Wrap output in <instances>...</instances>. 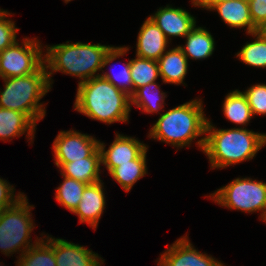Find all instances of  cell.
Wrapping results in <instances>:
<instances>
[{
    "mask_svg": "<svg viewBox=\"0 0 266 266\" xmlns=\"http://www.w3.org/2000/svg\"><path fill=\"white\" fill-rule=\"evenodd\" d=\"M99 141L77 130H61L52 145L54 163H69L91 157L99 149Z\"/></svg>",
    "mask_w": 266,
    "mask_h": 266,
    "instance_id": "obj_9",
    "label": "cell"
},
{
    "mask_svg": "<svg viewBox=\"0 0 266 266\" xmlns=\"http://www.w3.org/2000/svg\"><path fill=\"white\" fill-rule=\"evenodd\" d=\"M44 51V63L48 71V78L52 88L54 72L78 77L79 82L90 80L100 76L102 71L119 57L124 56L128 51L127 46L102 45L100 43H66L46 45Z\"/></svg>",
    "mask_w": 266,
    "mask_h": 266,
    "instance_id": "obj_1",
    "label": "cell"
},
{
    "mask_svg": "<svg viewBox=\"0 0 266 266\" xmlns=\"http://www.w3.org/2000/svg\"><path fill=\"white\" fill-rule=\"evenodd\" d=\"M253 25L258 29L266 22V0H248Z\"/></svg>",
    "mask_w": 266,
    "mask_h": 266,
    "instance_id": "obj_32",
    "label": "cell"
},
{
    "mask_svg": "<svg viewBox=\"0 0 266 266\" xmlns=\"http://www.w3.org/2000/svg\"><path fill=\"white\" fill-rule=\"evenodd\" d=\"M2 80L4 89L0 88V108L27 114L36 124L43 120L46 106L40 100L51 91L45 63L32 74Z\"/></svg>",
    "mask_w": 266,
    "mask_h": 266,
    "instance_id": "obj_5",
    "label": "cell"
},
{
    "mask_svg": "<svg viewBox=\"0 0 266 266\" xmlns=\"http://www.w3.org/2000/svg\"><path fill=\"white\" fill-rule=\"evenodd\" d=\"M61 176H67L87 185L101 181V151L98 149L91 157L69 163H55Z\"/></svg>",
    "mask_w": 266,
    "mask_h": 266,
    "instance_id": "obj_18",
    "label": "cell"
},
{
    "mask_svg": "<svg viewBox=\"0 0 266 266\" xmlns=\"http://www.w3.org/2000/svg\"><path fill=\"white\" fill-rule=\"evenodd\" d=\"M70 1H72V0H64V2L67 4V3H69Z\"/></svg>",
    "mask_w": 266,
    "mask_h": 266,
    "instance_id": "obj_37",
    "label": "cell"
},
{
    "mask_svg": "<svg viewBox=\"0 0 266 266\" xmlns=\"http://www.w3.org/2000/svg\"><path fill=\"white\" fill-rule=\"evenodd\" d=\"M160 254L157 266H226L212 255L195 249L188 234L181 236Z\"/></svg>",
    "mask_w": 266,
    "mask_h": 266,
    "instance_id": "obj_10",
    "label": "cell"
},
{
    "mask_svg": "<svg viewBox=\"0 0 266 266\" xmlns=\"http://www.w3.org/2000/svg\"><path fill=\"white\" fill-rule=\"evenodd\" d=\"M222 111L231 123L247 126L253 118L251 108L244 93L238 89L229 92L224 98Z\"/></svg>",
    "mask_w": 266,
    "mask_h": 266,
    "instance_id": "obj_24",
    "label": "cell"
},
{
    "mask_svg": "<svg viewBox=\"0 0 266 266\" xmlns=\"http://www.w3.org/2000/svg\"><path fill=\"white\" fill-rule=\"evenodd\" d=\"M185 45H177L187 59L203 60L212 56L215 40L205 27L195 26L185 37Z\"/></svg>",
    "mask_w": 266,
    "mask_h": 266,
    "instance_id": "obj_20",
    "label": "cell"
},
{
    "mask_svg": "<svg viewBox=\"0 0 266 266\" xmlns=\"http://www.w3.org/2000/svg\"><path fill=\"white\" fill-rule=\"evenodd\" d=\"M214 203L245 213L260 212L261 221L266 217V182L250 177H238L225 186L205 196Z\"/></svg>",
    "mask_w": 266,
    "mask_h": 266,
    "instance_id": "obj_7",
    "label": "cell"
},
{
    "mask_svg": "<svg viewBox=\"0 0 266 266\" xmlns=\"http://www.w3.org/2000/svg\"><path fill=\"white\" fill-rule=\"evenodd\" d=\"M130 72L134 92L149 83L155 82L159 75V65L156 60L135 56L130 60Z\"/></svg>",
    "mask_w": 266,
    "mask_h": 266,
    "instance_id": "obj_26",
    "label": "cell"
},
{
    "mask_svg": "<svg viewBox=\"0 0 266 266\" xmlns=\"http://www.w3.org/2000/svg\"><path fill=\"white\" fill-rule=\"evenodd\" d=\"M27 196L19 199L13 206L0 212V251L6 256L20 254L34 246L41 238L37 236L32 242L31 233L35 228L32 209ZM19 252V253H18ZM11 254V255H10Z\"/></svg>",
    "mask_w": 266,
    "mask_h": 266,
    "instance_id": "obj_6",
    "label": "cell"
},
{
    "mask_svg": "<svg viewBox=\"0 0 266 266\" xmlns=\"http://www.w3.org/2000/svg\"><path fill=\"white\" fill-rule=\"evenodd\" d=\"M4 11H5L4 9H1V8H0V15H1Z\"/></svg>",
    "mask_w": 266,
    "mask_h": 266,
    "instance_id": "obj_36",
    "label": "cell"
},
{
    "mask_svg": "<svg viewBox=\"0 0 266 266\" xmlns=\"http://www.w3.org/2000/svg\"><path fill=\"white\" fill-rule=\"evenodd\" d=\"M252 115H266V84L252 85L243 91Z\"/></svg>",
    "mask_w": 266,
    "mask_h": 266,
    "instance_id": "obj_29",
    "label": "cell"
},
{
    "mask_svg": "<svg viewBox=\"0 0 266 266\" xmlns=\"http://www.w3.org/2000/svg\"><path fill=\"white\" fill-rule=\"evenodd\" d=\"M253 42H246L235 55L244 64L256 68L266 69V39L258 32L251 34Z\"/></svg>",
    "mask_w": 266,
    "mask_h": 266,
    "instance_id": "obj_25",
    "label": "cell"
},
{
    "mask_svg": "<svg viewBox=\"0 0 266 266\" xmlns=\"http://www.w3.org/2000/svg\"><path fill=\"white\" fill-rule=\"evenodd\" d=\"M266 145V133L254 132L246 127L217 129L208 119L203 153L211 169H221L254 159Z\"/></svg>",
    "mask_w": 266,
    "mask_h": 266,
    "instance_id": "obj_2",
    "label": "cell"
},
{
    "mask_svg": "<svg viewBox=\"0 0 266 266\" xmlns=\"http://www.w3.org/2000/svg\"><path fill=\"white\" fill-rule=\"evenodd\" d=\"M74 110L105 124L129 123L131 98L101 76L78 83Z\"/></svg>",
    "mask_w": 266,
    "mask_h": 266,
    "instance_id": "obj_4",
    "label": "cell"
},
{
    "mask_svg": "<svg viewBox=\"0 0 266 266\" xmlns=\"http://www.w3.org/2000/svg\"><path fill=\"white\" fill-rule=\"evenodd\" d=\"M113 66L110 67L113 69ZM111 69V71H112ZM100 76L109 82H111L116 88H119L121 91L125 92L128 96L133 95V83L130 72V60L127 63H124V66L118 73L113 74L112 72H104L100 73Z\"/></svg>",
    "mask_w": 266,
    "mask_h": 266,
    "instance_id": "obj_28",
    "label": "cell"
},
{
    "mask_svg": "<svg viewBox=\"0 0 266 266\" xmlns=\"http://www.w3.org/2000/svg\"><path fill=\"white\" fill-rule=\"evenodd\" d=\"M147 147V144L135 137L115 133V139L108 149L104 142L99 141L102 165L109 173L114 167L135 160Z\"/></svg>",
    "mask_w": 266,
    "mask_h": 266,
    "instance_id": "obj_11",
    "label": "cell"
},
{
    "mask_svg": "<svg viewBox=\"0 0 266 266\" xmlns=\"http://www.w3.org/2000/svg\"><path fill=\"white\" fill-rule=\"evenodd\" d=\"M203 101L195 98L160 114L149 130L148 138L161 141L177 149L191 146L193 140L203 151L208 119L204 113Z\"/></svg>",
    "mask_w": 266,
    "mask_h": 266,
    "instance_id": "obj_3",
    "label": "cell"
},
{
    "mask_svg": "<svg viewBox=\"0 0 266 266\" xmlns=\"http://www.w3.org/2000/svg\"><path fill=\"white\" fill-rule=\"evenodd\" d=\"M148 148L149 147H147L135 160L129 161V163L120 164L109 172L112 179L127 193L139 179L148 174L146 164Z\"/></svg>",
    "mask_w": 266,
    "mask_h": 266,
    "instance_id": "obj_21",
    "label": "cell"
},
{
    "mask_svg": "<svg viewBox=\"0 0 266 266\" xmlns=\"http://www.w3.org/2000/svg\"><path fill=\"white\" fill-rule=\"evenodd\" d=\"M37 124L22 112L12 109L0 108V140L11 141L27 133L28 141L32 143L35 136Z\"/></svg>",
    "mask_w": 266,
    "mask_h": 266,
    "instance_id": "obj_17",
    "label": "cell"
},
{
    "mask_svg": "<svg viewBox=\"0 0 266 266\" xmlns=\"http://www.w3.org/2000/svg\"><path fill=\"white\" fill-rule=\"evenodd\" d=\"M257 31L266 39V22Z\"/></svg>",
    "mask_w": 266,
    "mask_h": 266,
    "instance_id": "obj_34",
    "label": "cell"
},
{
    "mask_svg": "<svg viewBox=\"0 0 266 266\" xmlns=\"http://www.w3.org/2000/svg\"><path fill=\"white\" fill-rule=\"evenodd\" d=\"M17 258L16 266H56L52 236L42 233L41 239Z\"/></svg>",
    "mask_w": 266,
    "mask_h": 266,
    "instance_id": "obj_23",
    "label": "cell"
},
{
    "mask_svg": "<svg viewBox=\"0 0 266 266\" xmlns=\"http://www.w3.org/2000/svg\"><path fill=\"white\" fill-rule=\"evenodd\" d=\"M17 40L0 53V78L32 74L44 64V47L38 38Z\"/></svg>",
    "mask_w": 266,
    "mask_h": 266,
    "instance_id": "obj_8",
    "label": "cell"
},
{
    "mask_svg": "<svg viewBox=\"0 0 266 266\" xmlns=\"http://www.w3.org/2000/svg\"><path fill=\"white\" fill-rule=\"evenodd\" d=\"M192 6L203 8L204 10L209 8L213 3L217 2V0H190Z\"/></svg>",
    "mask_w": 266,
    "mask_h": 266,
    "instance_id": "obj_33",
    "label": "cell"
},
{
    "mask_svg": "<svg viewBox=\"0 0 266 266\" xmlns=\"http://www.w3.org/2000/svg\"><path fill=\"white\" fill-rule=\"evenodd\" d=\"M56 266H102L105 259L83 245L52 236Z\"/></svg>",
    "mask_w": 266,
    "mask_h": 266,
    "instance_id": "obj_13",
    "label": "cell"
},
{
    "mask_svg": "<svg viewBox=\"0 0 266 266\" xmlns=\"http://www.w3.org/2000/svg\"><path fill=\"white\" fill-rule=\"evenodd\" d=\"M104 190L103 180L87 185L83 191L81 201L72 212L78 216L80 223H86L95 230L104 210H106V193Z\"/></svg>",
    "mask_w": 266,
    "mask_h": 266,
    "instance_id": "obj_14",
    "label": "cell"
},
{
    "mask_svg": "<svg viewBox=\"0 0 266 266\" xmlns=\"http://www.w3.org/2000/svg\"><path fill=\"white\" fill-rule=\"evenodd\" d=\"M163 31L148 16L141 25L136 41V56L158 60L169 47Z\"/></svg>",
    "mask_w": 266,
    "mask_h": 266,
    "instance_id": "obj_15",
    "label": "cell"
},
{
    "mask_svg": "<svg viewBox=\"0 0 266 266\" xmlns=\"http://www.w3.org/2000/svg\"><path fill=\"white\" fill-rule=\"evenodd\" d=\"M206 10L218 12L221 20L230 28H246V34L258 30L253 25L248 0L215 2Z\"/></svg>",
    "mask_w": 266,
    "mask_h": 266,
    "instance_id": "obj_16",
    "label": "cell"
},
{
    "mask_svg": "<svg viewBox=\"0 0 266 266\" xmlns=\"http://www.w3.org/2000/svg\"><path fill=\"white\" fill-rule=\"evenodd\" d=\"M64 181L56 188L55 199L61 206L73 212L81 201L87 184L73 178L62 176Z\"/></svg>",
    "mask_w": 266,
    "mask_h": 266,
    "instance_id": "obj_27",
    "label": "cell"
},
{
    "mask_svg": "<svg viewBox=\"0 0 266 266\" xmlns=\"http://www.w3.org/2000/svg\"><path fill=\"white\" fill-rule=\"evenodd\" d=\"M149 17L163 31L170 43L174 37L184 38L196 26L197 21L190 12L172 5L160 7Z\"/></svg>",
    "mask_w": 266,
    "mask_h": 266,
    "instance_id": "obj_12",
    "label": "cell"
},
{
    "mask_svg": "<svg viewBox=\"0 0 266 266\" xmlns=\"http://www.w3.org/2000/svg\"><path fill=\"white\" fill-rule=\"evenodd\" d=\"M166 92L161 91L158 83L152 82L145 86L138 88L131 98L132 105L136 106L141 112L146 114L157 113L164 111Z\"/></svg>",
    "mask_w": 266,
    "mask_h": 266,
    "instance_id": "obj_22",
    "label": "cell"
},
{
    "mask_svg": "<svg viewBox=\"0 0 266 266\" xmlns=\"http://www.w3.org/2000/svg\"><path fill=\"white\" fill-rule=\"evenodd\" d=\"M188 59L182 50L176 46L169 48L158 60L159 75L163 83L180 85L188 71Z\"/></svg>",
    "mask_w": 266,
    "mask_h": 266,
    "instance_id": "obj_19",
    "label": "cell"
},
{
    "mask_svg": "<svg viewBox=\"0 0 266 266\" xmlns=\"http://www.w3.org/2000/svg\"><path fill=\"white\" fill-rule=\"evenodd\" d=\"M8 16L10 17L12 15L7 10L0 15V53L17 41L19 28L16 27L15 21Z\"/></svg>",
    "mask_w": 266,
    "mask_h": 266,
    "instance_id": "obj_30",
    "label": "cell"
},
{
    "mask_svg": "<svg viewBox=\"0 0 266 266\" xmlns=\"http://www.w3.org/2000/svg\"><path fill=\"white\" fill-rule=\"evenodd\" d=\"M15 190L14 186L10 185L7 180L0 178V212L3 209L13 206L24 196L23 192H18L16 195L14 193Z\"/></svg>",
    "mask_w": 266,
    "mask_h": 266,
    "instance_id": "obj_31",
    "label": "cell"
},
{
    "mask_svg": "<svg viewBox=\"0 0 266 266\" xmlns=\"http://www.w3.org/2000/svg\"><path fill=\"white\" fill-rule=\"evenodd\" d=\"M225 1H231V0H217V2H225Z\"/></svg>",
    "mask_w": 266,
    "mask_h": 266,
    "instance_id": "obj_35",
    "label": "cell"
}]
</instances>
